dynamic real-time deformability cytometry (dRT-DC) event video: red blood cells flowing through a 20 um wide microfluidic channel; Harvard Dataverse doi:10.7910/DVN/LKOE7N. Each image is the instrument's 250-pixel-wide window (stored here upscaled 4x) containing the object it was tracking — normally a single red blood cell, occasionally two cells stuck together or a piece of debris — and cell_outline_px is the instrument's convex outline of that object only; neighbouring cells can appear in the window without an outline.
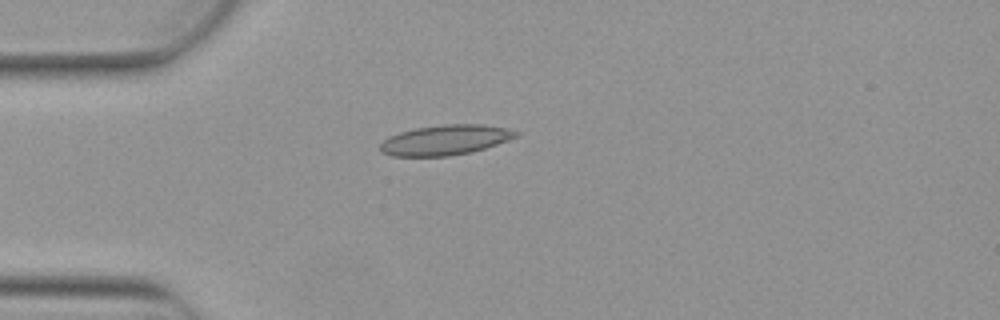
{"species": "Egyptian fruit bat (a non-hibernating species)", "species_latin": "Rousettus aegyptiacus", "temperature_condition": "warm", "stored_images_in_passage": 2, "camera_frame_rate_fps": 3000, "um_per_image_px": 0.085, "animal": {"sex": "female"}, "frame": {"image": 1, "passage_image": 2, "time_ms": 0.333, "image_size_px": [1000, 320], "cell_outline_px": [[520, 136], [472, 152], [448, 156], [392, 156], [380, 152], [380, 144], [388, 136], [400, 132], [416, 128], [444, 124], [484, 124], [508, 128], [520, 132]], "centroid_in_image_um": [37.87, 11.89], "position_along_channel_um": 47.1, "area_um2": 23.93}}